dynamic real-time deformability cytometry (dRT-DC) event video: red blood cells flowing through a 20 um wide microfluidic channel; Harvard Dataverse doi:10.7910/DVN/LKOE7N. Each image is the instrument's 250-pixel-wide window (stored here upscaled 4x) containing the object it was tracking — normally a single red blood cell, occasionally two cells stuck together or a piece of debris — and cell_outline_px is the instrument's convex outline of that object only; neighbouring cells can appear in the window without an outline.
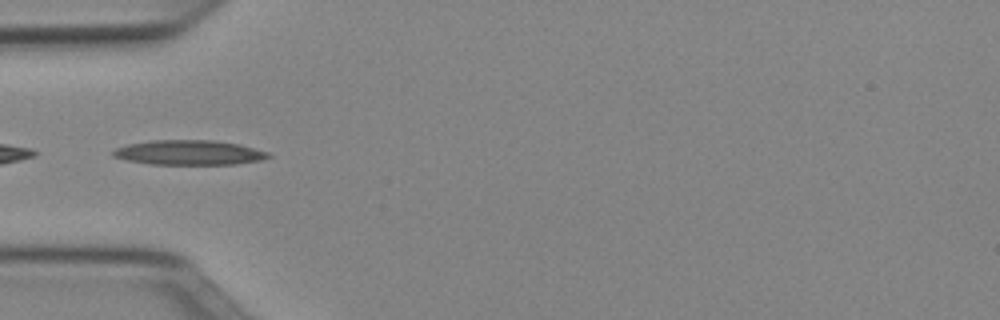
{"species": "Egyptian fruit bat (a non-hibernating species)", "species_latin": "Rousettus aegyptiacus", "temperature_condition": "cold", "stored_images_in_passage": 38, "camera_frame_rate_fps": 3000, "um_per_image_px": 0.085, "animal": {"sex": "female"}, "frame": {"image": 1, "passage_image": 4, "time_ms": 1.0, "image_size_px": [1000, 320], "cell_outline_px": [[272, 156], [260, 160], [236, 164], [148, 164], [128, 160], [112, 156], [112, 152], [116, 148], [128, 144], [152, 140], [212, 140], [236, 144], [268, 152]], "centroid_in_image_um": [16.04, 12.97], "position_along_channel_um": 69.0, "area_um2": 22.14}}
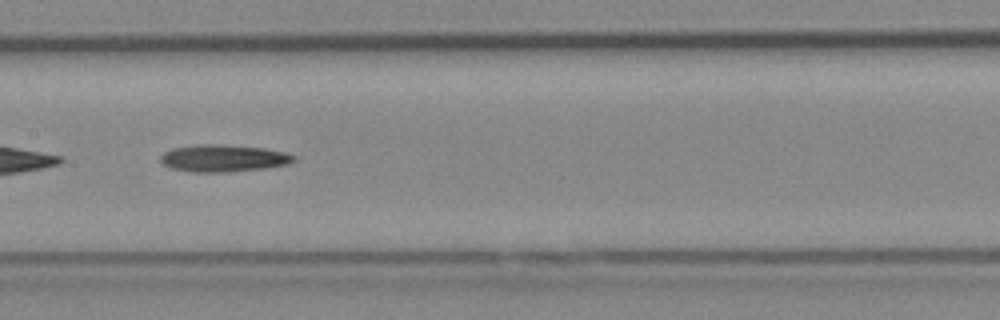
{"frame": {"image": 2, "passage_image": 13, "time_ms": 4.0, "image_size_px": [1000, 320], "cell_outline_px": [[296, 160], [288, 164], [264, 168], [228, 172], [192, 172], [172, 168], [164, 164], [160, 160], [160, 156], [164, 152], [172, 148], [204, 144], [212, 144], [264, 148], [284, 152], [296, 156]], "centroid_in_image_um": [18.99, 13.45], "position_along_channel_um": 188.4, "area_um2": 20.87}}
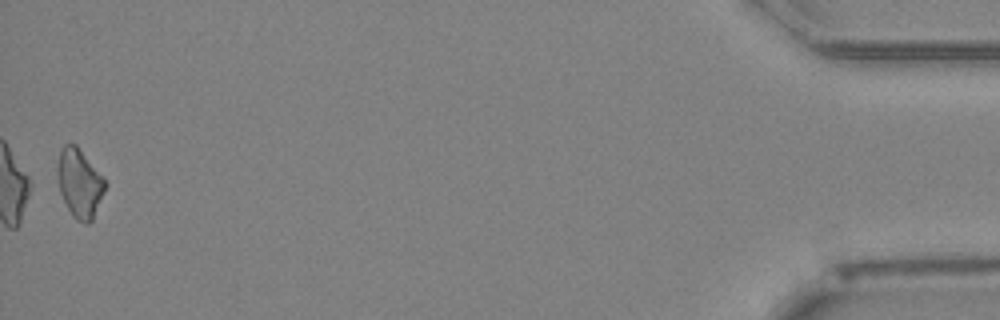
{"frame": {"image": 3, "passage_image": 38, "time_ms": 12.333, "image_size_px": [1000, 320], "cell_outline_px": [[108, 184], [92, 220], [88, 224], [76, 220], [72, 216], [60, 192], [56, 172], [56, 168], [60, 148], [64, 144], [76, 144], [104, 176]], "centroid_in_image_um": [6.77, 15.54], "position_along_channel_um": 428.4, "area_um2": 19.42}}